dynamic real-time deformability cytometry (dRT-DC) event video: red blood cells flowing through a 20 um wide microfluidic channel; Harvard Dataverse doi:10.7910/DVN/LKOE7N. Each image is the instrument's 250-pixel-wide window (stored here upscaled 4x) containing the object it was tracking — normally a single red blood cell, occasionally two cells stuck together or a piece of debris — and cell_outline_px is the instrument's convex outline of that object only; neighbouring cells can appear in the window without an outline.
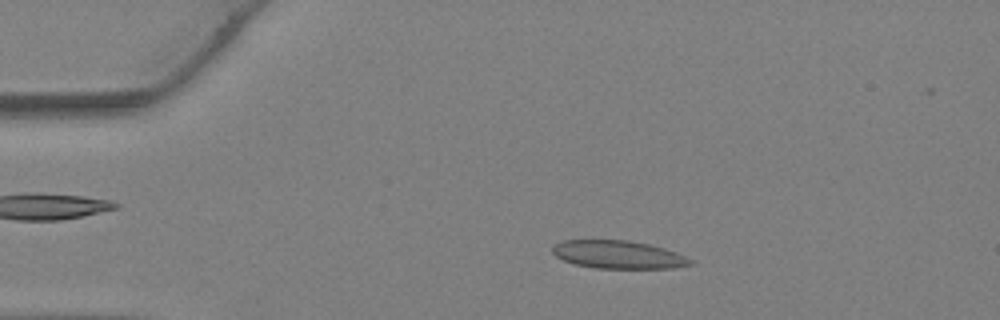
{"species": "Egyptian fruit bat (a non-hibernating species)", "species_latin": "Rousettus aegyptiacus", "temperature_condition": "warm", "stored_images_in_passage": 38, "camera_frame_rate_fps": 3000, "um_per_image_px": 0.085, "animal": {"sex": "female"}, "frame": {"image": 1, "passage_image": 7, "time_ms": 2.0, "image_size_px": [1000, 320], "cell_outline_px": [[696, 260], [692, 264], [672, 268], [596, 268], [576, 264], [564, 260], [556, 256], [552, 252], [552, 248], [556, 244], [564, 240], [628, 240], [648, 244], [664, 248], [676, 252]], "centroid_in_image_um": [52.59, 21.64], "position_along_channel_um": 32.4, "area_um2": 22.43}}
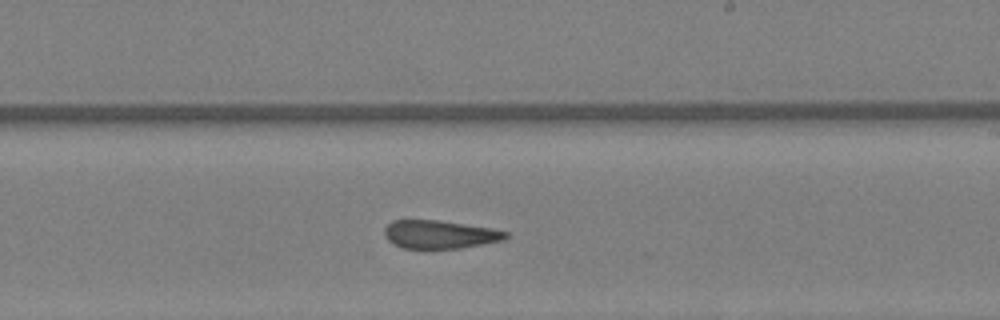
{"frame": {"image": 2, "passage_image": 22, "time_ms": 7.0, "image_size_px": [1000, 320], "cell_outline_px": [[512, 232], [504, 240], [460, 248], [404, 248], [388, 240], [384, 232], [384, 228], [392, 220], [440, 220], [492, 228]], "centroid_in_image_um": [37.43, 19.91], "position_along_channel_um": 251.6, "area_um2": 19.94}}
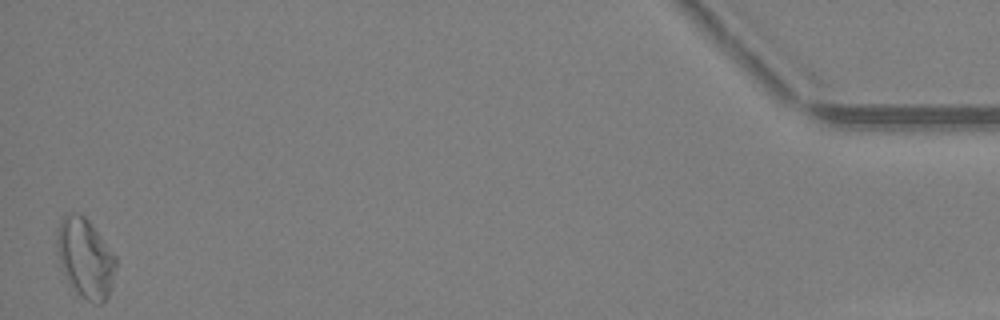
{"frame": {"image": 3, "passage_image": 37, "time_ms": 12.0, "image_size_px": [1000, 320], "cell_outline_px": [[116, 268], [112, 284], [108, 296], [100, 304], [92, 304], [68, 280], [64, 272], [60, 260], [56, 240], [56, 232], [60, 220], [64, 216], [72, 212], [84, 216], [88, 220], [116, 256]], "centroid_in_image_um": [7.27, 21.9], "position_along_channel_um": 427.9, "area_um2": 26.59}}